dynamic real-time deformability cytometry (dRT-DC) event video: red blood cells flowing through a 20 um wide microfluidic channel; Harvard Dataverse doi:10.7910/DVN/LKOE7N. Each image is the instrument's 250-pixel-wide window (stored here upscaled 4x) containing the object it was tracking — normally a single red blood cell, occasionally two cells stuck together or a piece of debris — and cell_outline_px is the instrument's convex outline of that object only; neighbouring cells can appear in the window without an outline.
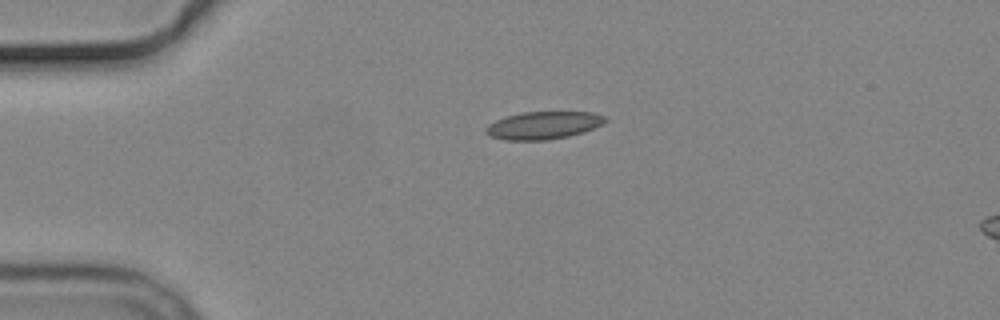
{"species": "common noctule bat (a hibernating species)", "species_latin": "Nyctalus noctula", "temperature_condition": "cold", "stored_images_in_passage": 3, "segment_of_instrument_passage": [1, 2], "camera_frame_rate_fps": 3000, "um_per_image_px": 0.085, "animal": {"sex": "male", "body_mass_g": 19.2, "forearm_length_mm": 51.8}, "frame": {"image": 1, "passage_image": 1, "time_ms": 0.0, "image_size_px": [1000, 320], "cell_outline_px": [[608, 120], [604, 124], [584, 132], [568, 136], [548, 140], [504, 140], [488, 136], [484, 132], [484, 128], [488, 124], [504, 116], [524, 112], [592, 112], [608, 116]], "centroid_in_image_um": [46.19, 10.65], "position_along_channel_um": 38.8, "area_um2": 19.59}}